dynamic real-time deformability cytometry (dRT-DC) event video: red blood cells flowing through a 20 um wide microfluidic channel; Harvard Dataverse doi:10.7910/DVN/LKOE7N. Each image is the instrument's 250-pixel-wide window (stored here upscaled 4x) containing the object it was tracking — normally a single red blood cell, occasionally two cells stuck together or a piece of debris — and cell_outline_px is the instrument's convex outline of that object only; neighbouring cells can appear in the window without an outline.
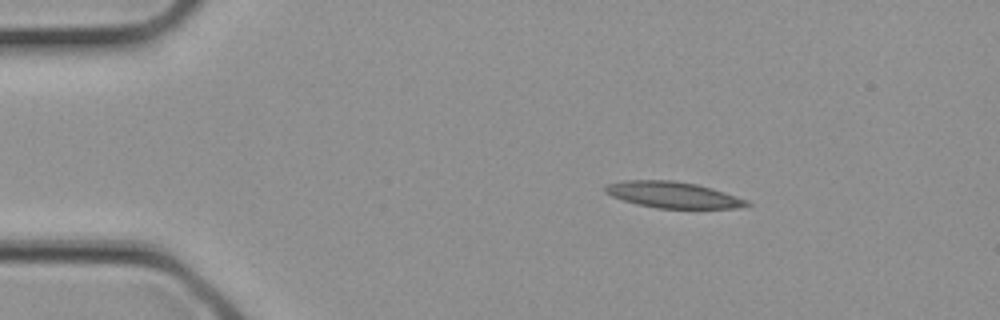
{"species": "common noctule bat (a hibernating species)", "species_latin": "Nyctalus noctula", "temperature_condition": "cold", "stored_images_in_passage": 3, "camera_frame_rate_fps": 3000, "um_per_image_px": 0.085, "animal": {"sex": "female", "body_mass_g": 21.9}, "frame": {"image": 1, "passage_image": 1, "time_ms": 0.0, "image_size_px": [1000, 320], "cell_outline_px": [[752, 204], [736, 208], [656, 208], [636, 204], [612, 196], [604, 192], [604, 184], [624, 180], [672, 180], [696, 184], [712, 188], [748, 200]], "centroid_in_image_um": [57.16, 16.55], "position_along_channel_um": 27.8, "area_um2": 21.62}}